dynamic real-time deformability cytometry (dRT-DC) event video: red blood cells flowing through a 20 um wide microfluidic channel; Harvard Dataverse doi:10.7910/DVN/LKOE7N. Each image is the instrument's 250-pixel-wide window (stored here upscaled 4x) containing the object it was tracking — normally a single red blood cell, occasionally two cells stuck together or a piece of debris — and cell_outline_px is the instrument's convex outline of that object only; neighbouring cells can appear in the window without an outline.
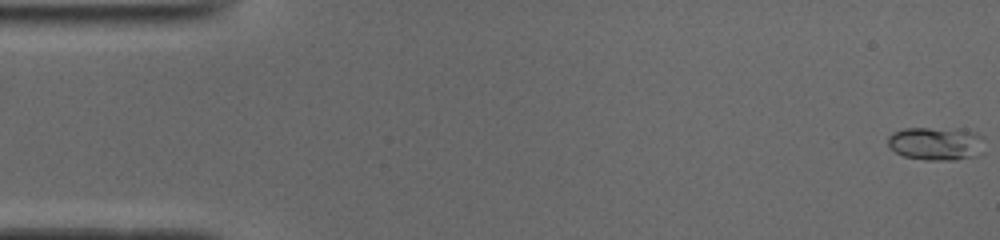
{"species": "common noctule bat (a hibernating species)", "species_latin": "Nyctalus noctula", "temperature_condition": "cold", "stored_images_in_passage": 17, "camera_frame_rate_fps": 3000, "um_per_image_px": 0.085, "animal": {"sex": "male", "body_mass_g": 19.0, "forearm_length_mm": 50.8}, "frame": {"image": 1, "passage_image": 1, "time_ms": 0.0, "image_size_px": [1000, 240], "cell_outline_px": [[984, 152], [976, 156], [952, 160], [924, 160], [904, 156], [896, 152], [888, 144], [888, 136], [892, 132], [904, 128], [964, 128], [976, 132], [984, 136]], "centroid_in_image_um": [79.64, 12.18], "position_along_channel_um": 5.4, "area_um2": 19.31}}
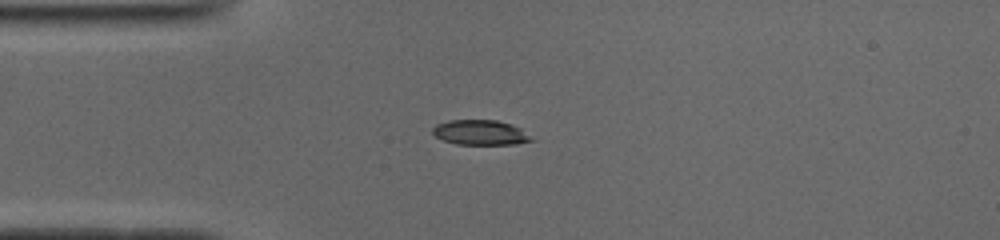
{"frame": {"image": 2, "passage_image": 13, "time_ms": 4.0, "image_size_px": [1000, 240], "cell_outline_px": [[536, 140], [516, 144], [456, 144], [444, 140], [436, 136], [432, 132], [432, 128], [436, 124], [448, 120], [496, 120], [512, 124], [520, 128]], "centroid_in_image_um": [40.84, 11.26], "position_along_channel_um": 44.2, "area_um2": 14.39}}
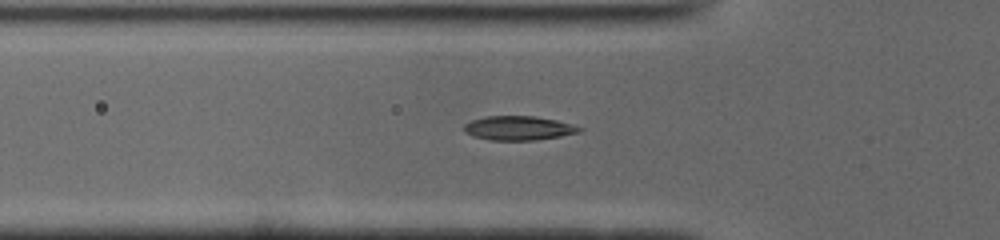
{"frame": {"image": 3, "passage_image": 17, "time_ms": 5.333, "image_size_px": [1000, 240], "cell_outline_px": [[584, 128], [580, 132], [560, 136], [532, 140], [488, 140], [472, 136], [464, 132], [464, 124], [472, 120], [484, 116], [532, 116], [556, 120], [572, 124]], "centroid_in_image_um": [44.05, 10.89], "position_along_channel_um": 81.8, "area_um2": 16.24}}